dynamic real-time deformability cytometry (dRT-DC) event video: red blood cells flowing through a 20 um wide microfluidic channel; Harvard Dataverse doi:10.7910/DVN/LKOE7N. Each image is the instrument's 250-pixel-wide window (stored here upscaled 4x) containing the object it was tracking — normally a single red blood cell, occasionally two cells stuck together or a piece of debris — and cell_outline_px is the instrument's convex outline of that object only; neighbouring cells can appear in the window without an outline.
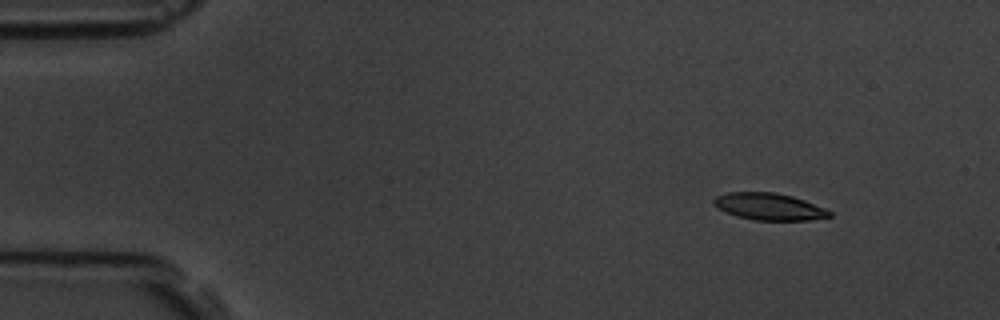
{"species": "common noctule bat (a hibernating species)", "species_latin": "Nyctalus noctula", "temperature_condition": "room temperature", "stored_images_in_passage": 4, "camera_frame_rate_fps": 3000, "um_per_image_px": 0.085, "animal": {"sex": "male", "body_mass_g": 19.5, "forearm_length_mm": 54.6}, "frame": {"image": 1, "passage_image": 2, "time_ms": 1.0, "image_size_px": [1000, 320], "cell_outline_px": [[832, 216], [808, 220], [752, 220], [736, 216], [712, 204], [712, 200], [716, 196], [728, 192], [776, 192], [792, 196], [804, 200], [824, 208], [832, 212]], "centroid_in_image_um": [65.36, 17.55], "position_along_channel_um": 19.6, "area_um2": 18.09}}
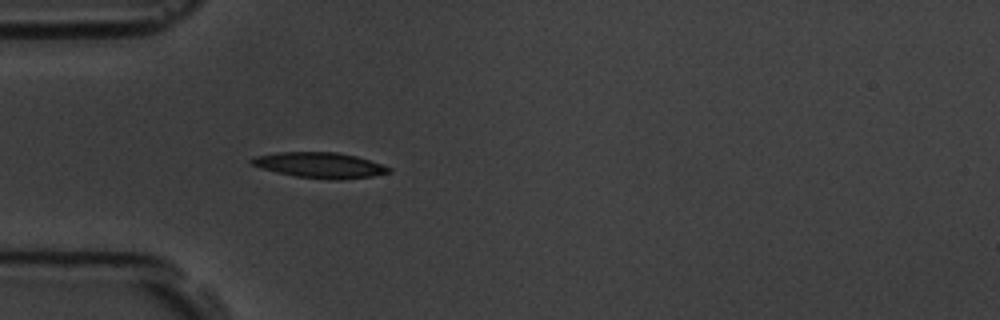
{"frame": {"image": 2, "passage_image": 4, "time_ms": 4.333, "image_size_px": [1000, 320], "cell_outline_px": [[392, 172], [372, 176], [340, 180], [336, 180], [296, 176], [276, 172], [252, 164], [248, 160], [256, 156], [276, 152], [336, 152], [356, 156], [392, 168]], "centroid_in_image_um": [27.2, 14.03], "position_along_channel_um": 57.8, "area_um2": 20.23}}